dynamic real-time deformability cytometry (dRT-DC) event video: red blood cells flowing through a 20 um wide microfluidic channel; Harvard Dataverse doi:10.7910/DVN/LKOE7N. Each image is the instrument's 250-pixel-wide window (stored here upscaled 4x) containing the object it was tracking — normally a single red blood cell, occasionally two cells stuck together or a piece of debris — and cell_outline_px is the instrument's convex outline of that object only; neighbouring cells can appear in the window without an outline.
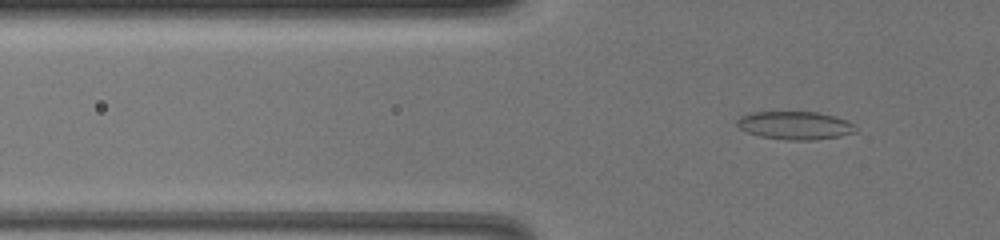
{"species": "common noctule bat (a hibernating species)", "species_latin": "Nyctalus noctula", "temperature_condition": "warm", "stored_images_in_passage": 58, "camera_frame_rate_fps": 3000, "um_per_image_px": 0.085, "animal": {"sex": "female", "body_mass_g": 19.5, "forearm_length_mm": 54.1}, "frame": {"image": 1, "passage_image": 14, "time_ms": 4.333, "image_size_px": [1000, 240], "cell_outline_px": [[856, 132], [840, 136], [812, 140], [792, 140], [760, 136], [748, 132], [740, 128], [736, 124], [736, 120], [740, 116], [752, 112], [816, 112], [836, 116], [848, 120], [852, 124]], "centroid_in_image_um": [67.57, 10.65], "position_along_channel_um": 58.2, "area_um2": 19.31}}
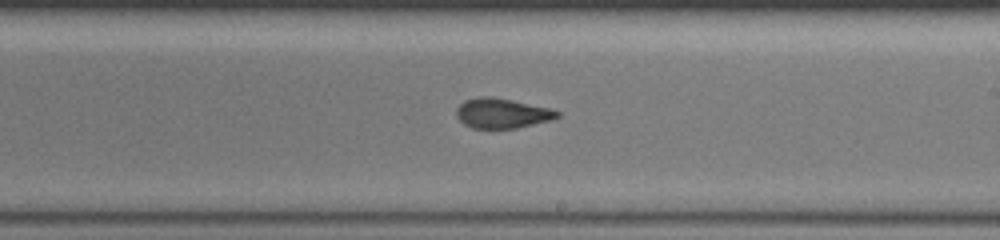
{"frame": {"image": 2, "passage_image": 33, "time_ms": 10.667, "image_size_px": [1000, 240], "cell_outline_px": [[560, 116], [552, 120], [516, 128], [472, 128], [464, 124], [456, 116], [456, 108], [464, 100], [480, 96], [492, 96], [512, 100], [548, 108], [560, 112]], "centroid_in_image_um": [42.65, 9.62], "position_along_channel_um": 246.4, "area_um2": 17.57}}
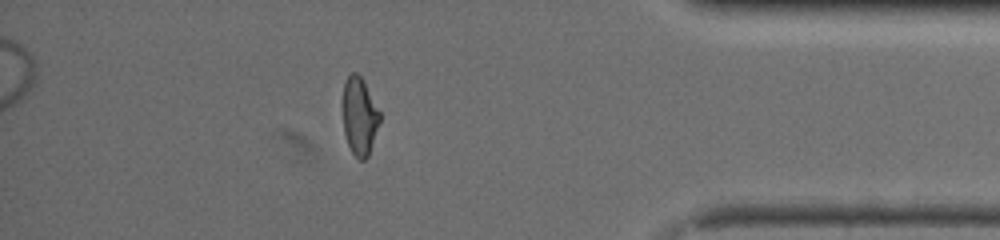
{"frame": {"image": 3, "passage_image": 50, "time_ms": 16.333, "image_size_px": [1000, 240], "cell_outline_px": [[380, 120], [368, 156], [364, 160], [360, 160], [352, 152], [348, 144], [344, 132], [344, 80], [352, 72], [356, 72], [360, 76], [380, 112]], "centroid_in_image_um": [30.56, 9.89], "position_along_channel_um": 404.6, "area_um2": 16.24}}